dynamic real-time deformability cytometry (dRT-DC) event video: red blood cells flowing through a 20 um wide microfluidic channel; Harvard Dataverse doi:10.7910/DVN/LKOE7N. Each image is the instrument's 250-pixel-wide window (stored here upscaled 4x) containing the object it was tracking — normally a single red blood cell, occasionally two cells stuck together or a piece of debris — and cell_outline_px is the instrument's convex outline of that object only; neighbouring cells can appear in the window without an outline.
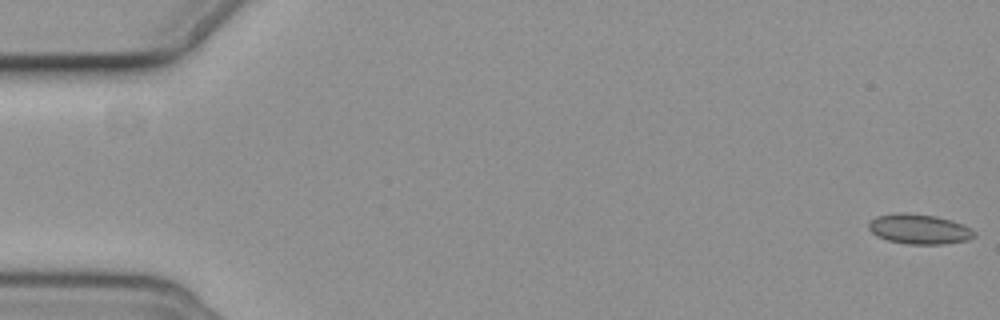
{"species": "common noctule bat (a hibernating species)", "species_latin": "Nyctalus noctula", "temperature_condition": "cold", "stored_images_in_passage": 5, "camera_frame_rate_fps": 3000, "um_per_image_px": 0.085, "animal": {"sex": "female", "body_mass_g": 19.3, "forearm_length_mm": 54.1}, "frame": {"image": 1, "passage_image": 1, "time_ms": 0.0, "image_size_px": [1000, 320], "cell_outline_px": [[976, 236], [968, 240], [940, 244], [908, 244], [888, 240], [876, 236], [868, 228], [868, 224], [876, 216], [900, 212], [904, 212], [936, 216], [952, 220], [972, 228], [976, 232]], "centroid_in_image_um": [78.15, 19.47], "position_along_channel_um": 6.8, "area_um2": 18.5}}
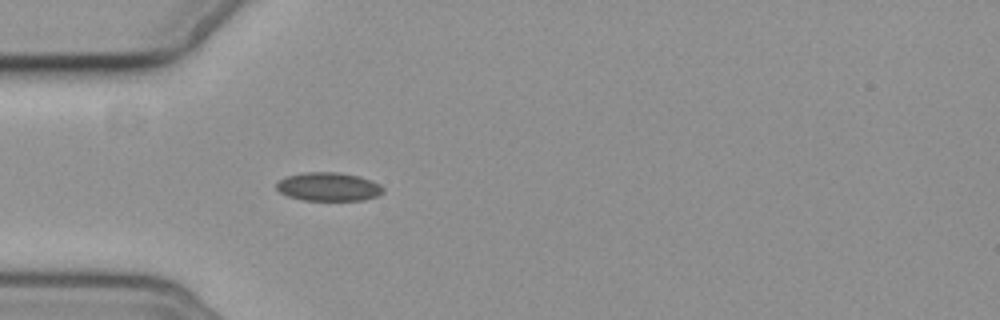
{"frame": {"image": 2, "passage_image": 5, "time_ms": 5.667, "image_size_px": [1000, 320], "cell_outline_px": [[384, 192], [376, 196], [364, 200], [304, 200], [288, 196], [280, 192], [276, 188], [276, 184], [280, 180], [288, 176], [304, 172], [340, 172], [360, 176], [380, 184], [384, 188]], "centroid_in_image_um": [27.95, 15.87], "position_along_channel_um": 57.1, "area_um2": 17.74}}